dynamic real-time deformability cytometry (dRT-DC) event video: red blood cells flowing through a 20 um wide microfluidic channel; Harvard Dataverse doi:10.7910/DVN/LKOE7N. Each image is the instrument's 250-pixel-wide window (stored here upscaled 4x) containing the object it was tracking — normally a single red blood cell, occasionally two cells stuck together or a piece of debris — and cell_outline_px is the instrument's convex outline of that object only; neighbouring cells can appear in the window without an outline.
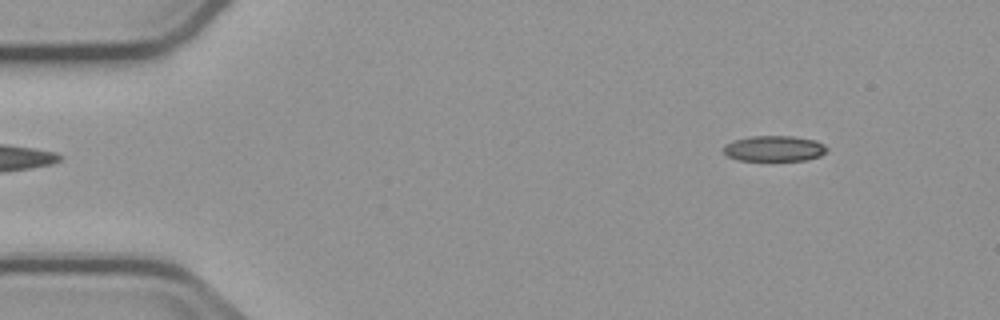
{"species": "common noctule bat (a hibernating species)", "species_latin": "Nyctalus noctula", "temperature_condition": "cold", "stored_images_in_passage": 4, "camera_frame_rate_fps": 3000, "um_per_image_px": 0.085, "animal": {"sex": "male", "body_mass_g": 23.1, "forearm_length_mm": 52.7}, "frame": {"image": 1, "passage_image": 1, "time_ms": 0.0, "image_size_px": [1000, 320], "cell_outline_px": [[828, 152], [820, 156], [804, 160], [736, 160], [728, 156], [724, 152], [724, 144], [732, 140], [748, 136], [792, 136], [816, 140], [824, 144], [828, 148]], "centroid_in_image_um": [65.81, 12.61], "position_along_channel_um": 19.2, "area_um2": 15.61}}
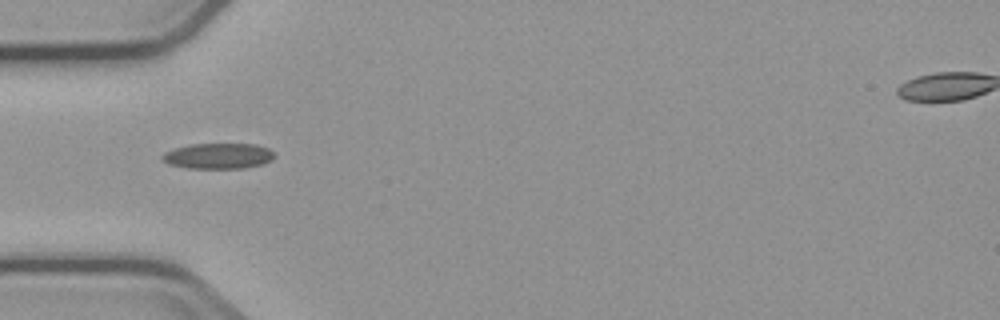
{"frame": {"image": 2, "passage_image": 4, "time_ms": 3.667, "image_size_px": [1000, 320], "cell_outline_px": [[276, 156], [272, 160], [260, 164], [244, 168], [188, 168], [168, 164], [160, 156], [164, 152], [176, 148], [192, 144], [256, 144], [268, 148], [276, 152]], "centroid_in_image_um": [18.59, 13.25], "position_along_channel_um": 66.4, "area_um2": 16.76}}